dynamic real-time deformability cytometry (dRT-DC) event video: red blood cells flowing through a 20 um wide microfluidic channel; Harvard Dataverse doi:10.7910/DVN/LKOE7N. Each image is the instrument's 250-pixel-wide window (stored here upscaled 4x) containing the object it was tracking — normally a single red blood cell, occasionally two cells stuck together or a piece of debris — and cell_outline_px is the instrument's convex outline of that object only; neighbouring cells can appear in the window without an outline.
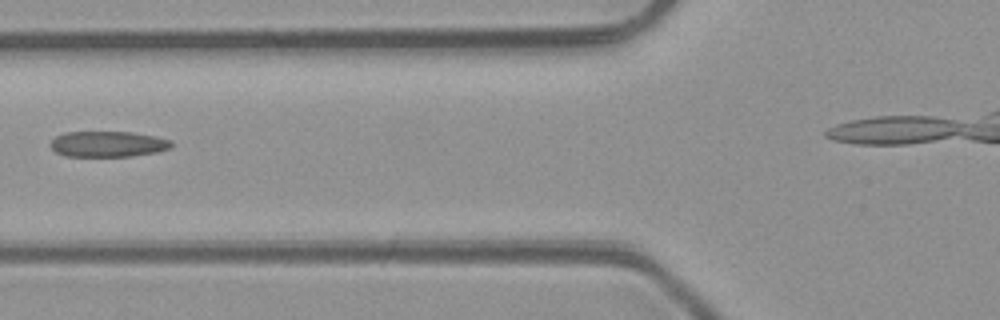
{"species": "common noctule bat (a hibernating species)", "species_latin": "Nyctalus noctula", "temperature_condition": "room temperature", "stored_images_in_passage": 4, "camera_frame_rate_fps": 3000, "um_per_image_px": 0.085, "animal": {"sex": "male", "body_mass_g": 23.1, "forearm_length_mm": 52.7}, "frame": {"image": 1, "passage_image": 2, "time_ms": 1.333, "image_size_px": [1000, 320], "cell_outline_px": [[172, 148], [156, 152], [132, 156], [64, 156], [56, 152], [48, 144], [56, 136], [64, 132], [132, 132], [156, 136], [172, 140]], "centroid_in_image_um": [9.18, 12.24], "position_along_channel_um": 116.6, "area_um2": 18.26}}